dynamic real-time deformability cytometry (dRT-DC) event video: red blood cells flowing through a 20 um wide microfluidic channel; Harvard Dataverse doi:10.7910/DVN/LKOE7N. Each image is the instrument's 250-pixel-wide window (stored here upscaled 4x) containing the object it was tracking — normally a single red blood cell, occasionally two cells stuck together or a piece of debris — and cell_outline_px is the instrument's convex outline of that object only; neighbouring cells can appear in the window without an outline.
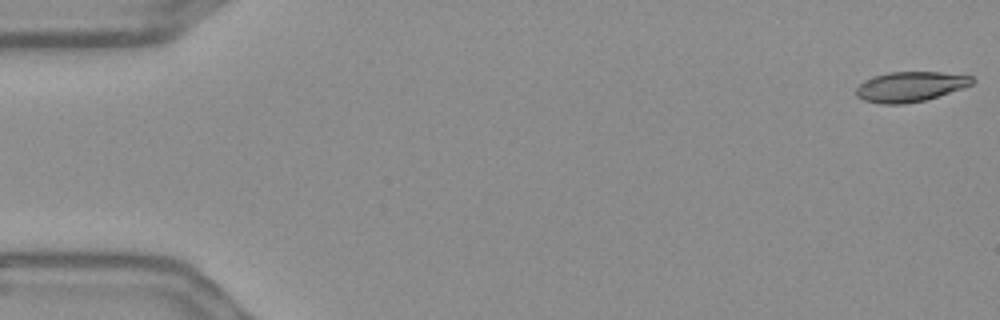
{"species": "Egyptian fruit bat (a non-hibernating species)", "species_latin": "Rousettus aegyptiacus", "temperature_condition": "warm", "stored_images_in_passage": 56, "camera_frame_rate_fps": 3000, "um_per_image_px": 0.085, "frame": {"image": 1, "passage_image": 1, "time_ms": 0.0, "image_size_px": [1000, 320], "cell_outline_px": [[976, 80], [972, 84], [924, 100], [904, 104], [880, 104], [864, 100], [856, 96], [856, 88], [864, 80], [872, 76], [888, 72], [940, 72], [972, 76]], "centroid_in_image_um": [77.32, 7.36], "position_along_channel_um": 7.7, "area_um2": 20.17}}
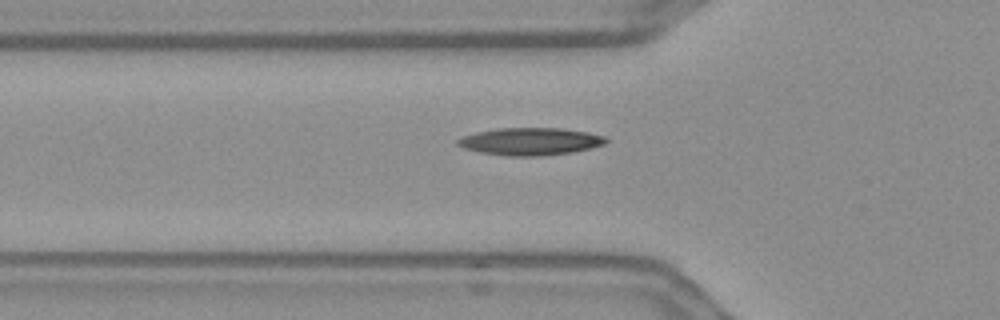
{"frame": {"image": 2, "passage_image": 19, "time_ms": 6.0, "image_size_px": [1000, 320], "cell_outline_px": [[608, 140], [604, 144], [592, 148], [572, 152], [540, 156], [508, 156], [480, 152], [464, 148], [456, 144], [456, 140], [464, 136], [476, 132], [496, 128], [560, 128], [588, 132], [604, 136]], "centroid_in_image_um": [45.07, 12.02], "position_along_channel_um": 80.7, "area_um2": 23.7}}
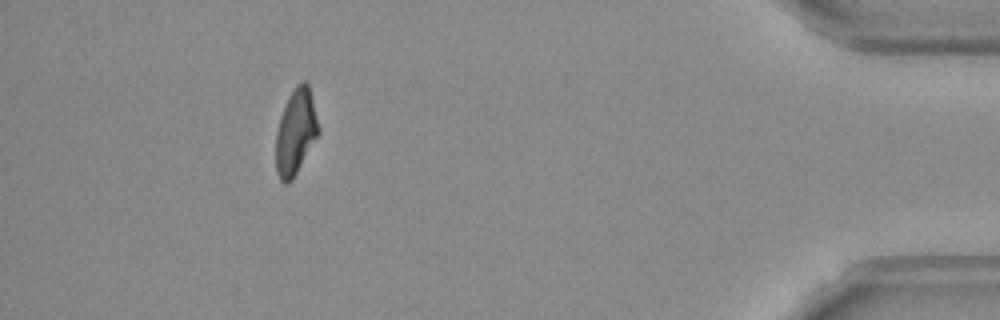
{"frame": {"image": 3, "passage_image": 51, "time_ms": 16.667, "image_size_px": [1000, 320], "cell_outline_px": [[320, 132], [292, 180], [288, 184], [284, 184], [280, 180], [276, 172], [276, 132], [280, 116], [288, 96], [296, 84], [300, 80], [304, 80], [308, 84], [320, 128]], "centroid_in_image_um": [25.13, 11.21], "position_along_channel_um": 410.1, "area_um2": 21.33}, "authors_computed_cell_mechanics": {"area_um2": 21.7328, "velocity_mm_per_s": 3.6315, "shape_relaxation_time_tau1_ms": null, "shape_relaxation_time_tau2_ms": 4.0489, "deformation_change_tau1": null, "deformation_change_tau2": 0.1196}}